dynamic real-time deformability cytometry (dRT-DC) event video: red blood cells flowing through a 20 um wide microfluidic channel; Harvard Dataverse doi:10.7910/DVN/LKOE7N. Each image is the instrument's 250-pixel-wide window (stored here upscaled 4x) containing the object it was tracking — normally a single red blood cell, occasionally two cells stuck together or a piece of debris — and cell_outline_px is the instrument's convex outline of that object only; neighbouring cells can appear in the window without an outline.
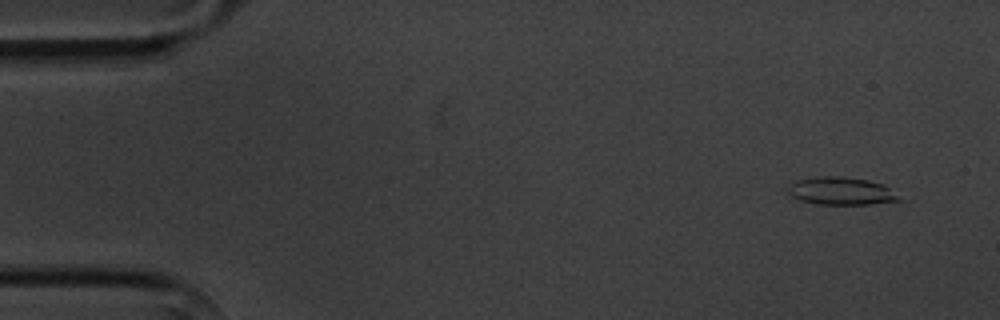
{"species": "common noctule bat (a hibernating species)", "species_latin": "Nyctalus noctula", "temperature_condition": "cold", "stored_images_in_passage": 14, "segment_of_instrument_passage": [1, 2], "camera_frame_rate_fps": 3000, "um_per_image_px": 0.085, "animal": {"sex": "male", "body_mass_g": 20.1, "forearm_length_mm": 53.5}, "frame": {"image": 1, "passage_image": 1, "time_ms": 0.0, "image_size_px": [1000, 320], "cell_outline_px": [[904, 200], [868, 204], [816, 204], [800, 200], [792, 196], [788, 192], [788, 188], [796, 180], [816, 176], [844, 176], [868, 180], [884, 184]], "centroid_in_image_um": [71.51, 16.23], "position_along_channel_um": 13.5, "area_um2": 17.98}}
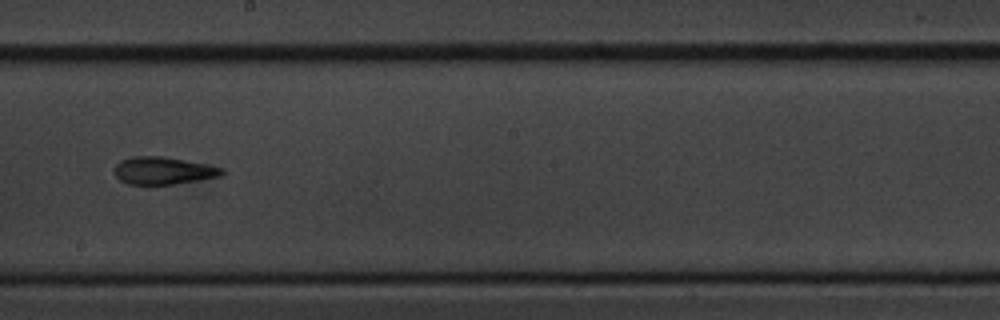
{"frame": {"image": 2, "passage_image": 8, "time_ms": 9.0, "image_size_px": [1000, 320], "cell_outline_px": [[228, 172], [220, 176], [200, 180], [176, 184], [128, 184], [120, 180], [112, 172], [112, 168], [120, 160], [132, 156], [160, 156], [184, 160], [224, 168]], "centroid_in_image_um": [13.86, 14.51], "position_along_channel_um": 234.3, "area_um2": 17.4}}
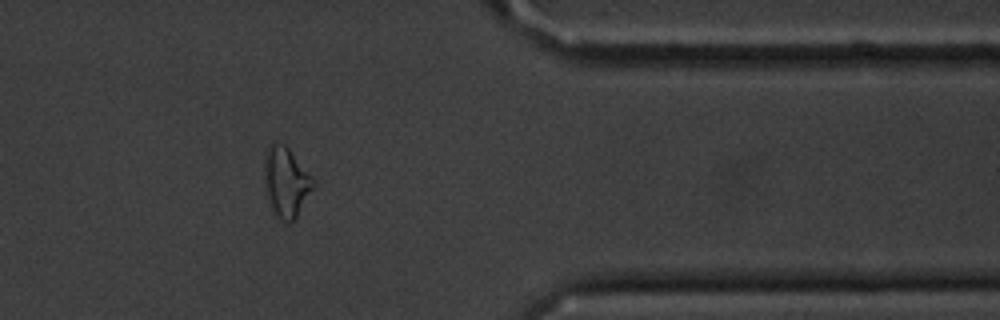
{"frame": {"image": 3, "passage_image": 12, "time_ms": 13.667, "image_size_px": [1000, 320], "cell_outline_px": [[316, 184], [296, 216], [288, 224], [280, 220], [272, 212], [268, 196], [264, 176], [264, 156], [272, 140], [284, 144], [288, 148], [316, 180]], "centroid_in_image_um": [24.32, 15.45], "position_along_channel_um": 387.1, "area_um2": 19.94}}